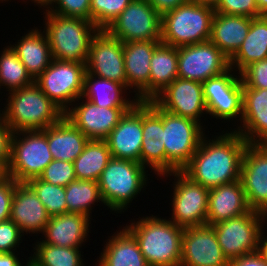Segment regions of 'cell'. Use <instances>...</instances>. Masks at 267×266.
Returning a JSON list of instances; mask_svg holds the SVG:
<instances>
[{"label": "cell", "instance_id": "52", "mask_svg": "<svg viewBox=\"0 0 267 266\" xmlns=\"http://www.w3.org/2000/svg\"><path fill=\"white\" fill-rule=\"evenodd\" d=\"M259 251L267 261V236L262 238Z\"/></svg>", "mask_w": 267, "mask_h": 266}, {"label": "cell", "instance_id": "16", "mask_svg": "<svg viewBox=\"0 0 267 266\" xmlns=\"http://www.w3.org/2000/svg\"><path fill=\"white\" fill-rule=\"evenodd\" d=\"M86 71L127 87L123 42L110 36L105 30H99L90 44Z\"/></svg>", "mask_w": 267, "mask_h": 266}, {"label": "cell", "instance_id": "44", "mask_svg": "<svg viewBox=\"0 0 267 266\" xmlns=\"http://www.w3.org/2000/svg\"><path fill=\"white\" fill-rule=\"evenodd\" d=\"M22 234L20 228L10 219L0 223V253H12L19 247ZM17 245V246H16Z\"/></svg>", "mask_w": 267, "mask_h": 266}, {"label": "cell", "instance_id": "10", "mask_svg": "<svg viewBox=\"0 0 267 266\" xmlns=\"http://www.w3.org/2000/svg\"><path fill=\"white\" fill-rule=\"evenodd\" d=\"M85 72L86 64L53 59L34 83L65 113L82 96Z\"/></svg>", "mask_w": 267, "mask_h": 266}, {"label": "cell", "instance_id": "14", "mask_svg": "<svg viewBox=\"0 0 267 266\" xmlns=\"http://www.w3.org/2000/svg\"><path fill=\"white\" fill-rule=\"evenodd\" d=\"M177 49L179 78L203 83L230 68L229 58L210 40Z\"/></svg>", "mask_w": 267, "mask_h": 266}, {"label": "cell", "instance_id": "20", "mask_svg": "<svg viewBox=\"0 0 267 266\" xmlns=\"http://www.w3.org/2000/svg\"><path fill=\"white\" fill-rule=\"evenodd\" d=\"M70 107L64 116L89 140H104L131 108H105L86 99Z\"/></svg>", "mask_w": 267, "mask_h": 266}, {"label": "cell", "instance_id": "38", "mask_svg": "<svg viewBox=\"0 0 267 266\" xmlns=\"http://www.w3.org/2000/svg\"><path fill=\"white\" fill-rule=\"evenodd\" d=\"M27 184L37 194L50 217L67 213L65 187L47 183L39 177L30 179Z\"/></svg>", "mask_w": 267, "mask_h": 266}, {"label": "cell", "instance_id": "11", "mask_svg": "<svg viewBox=\"0 0 267 266\" xmlns=\"http://www.w3.org/2000/svg\"><path fill=\"white\" fill-rule=\"evenodd\" d=\"M105 31L120 41H161V15L147 0H132Z\"/></svg>", "mask_w": 267, "mask_h": 266}, {"label": "cell", "instance_id": "49", "mask_svg": "<svg viewBox=\"0 0 267 266\" xmlns=\"http://www.w3.org/2000/svg\"><path fill=\"white\" fill-rule=\"evenodd\" d=\"M0 266H22L15 252L0 253ZM25 266H30V260H27Z\"/></svg>", "mask_w": 267, "mask_h": 266}, {"label": "cell", "instance_id": "46", "mask_svg": "<svg viewBox=\"0 0 267 266\" xmlns=\"http://www.w3.org/2000/svg\"><path fill=\"white\" fill-rule=\"evenodd\" d=\"M13 131L9 125L4 121L0 122V159L9 165L11 157V140Z\"/></svg>", "mask_w": 267, "mask_h": 266}, {"label": "cell", "instance_id": "19", "mask_svg": "<svg viewBox=\"0 0 267 266\" xmlns=\"http://www.w3.org/2000/svg\"><path fill=\"white\" fill-rule=\"evenodd\" d=\"M142 131L140 164L165 176L163 109L153 100L142 101Z\"/></svg>", "mask_w": 267, "mask_h": 266}, {"label": "cell", "instance_id": "32", "mask_svg": "<svg viewBox=\"0 0 267 266\" xmlns=\"http://www.w3.org/2000/svg\"><path fill=\"white\" fill-rule=\"evenodd\" d=\"M178 77V49L160 42L150 61L149 100Z\"/></svg>", "mask_w": 267, "mask_h": 266}, {"label": "cell", "instance_id": "45", "mask_svg": "<svg viewBox=\"0 0 267 266\" xmlns=\"http://www.w3.org/2000/svg\"><path fill=\"white\" fill-rule=\"evenodd\" d=\"M17 182L8 177L0 182V223L10 218L11 202Z\"/></svg>", "mask_w": 267, "mask_h": 266}, {"label": "cell", "instance_id": "39", "mask_svg": "<svg viewBox=\"0 0 267 266\" xmlns=\"http://www.w3.org/2000/svg\"><path fill=\"white\" fill-rule=\"evenodd\" d=\"M132 0H90L91 21L105 30Z\"/></svg>", "mask_w": 267, "mask_h": 266}, {"label": "cell", "instance_id": "50", "mask_svg": "<svg viewBox=\"0 0 267 266\" xmlns=\"http://www.w3.org/2000/svg\"><path fill=\"white\" fill-rule=\"evenodd\" d=\"M9 177L8 165L0 159V182Z\"/></svg>", "mask_w": 267, "mask_h": 266}, {"label": "cell", "instance_id": "15", "mask_svg": "<svg viewBox=\"0 0 267 266\" xmlns=\"http://www.w3.org/2000/svg\"><path fill=\"white\" fill-rule=\"evenodd\" d=\"M240 180L249 208L267 215V144H248Z\"/></svg>", "mask_w": 267, "mask_h": 266}, {"label": "cell", "instance_id": "30", "mask_svg": "<svg viewBox=\"0 0 267 266\" xmlns=\"http://www.w3.org/2000/svg\"><path fill=\"white\" fill-rule=\"evenodd\" d=\"M111 237L99 257L98 266H149L137 240L125 227Z\"/></svg>", "mask_w": 267, "mask_h": 266}, {"label": "cell", "instance_id": "35", "mask_svg": "<svg viewBox=\"0 0 267 266\" xmlns=\"http://www.w3.org/2000/svg\"><path fill=\"white\" fill-rule=\"evenodd\" d=\"M67 212L81 213L90 218L91 204L103 203L97 181L76 179L65 187Z\"/></svg>", "mask_w": 267, "mask_h": 266}, {"label": "cell", "instance_id": "21", "mask_svg": "<svg viewBox=\"0 0 267 266\" xmlns=\"http://www.w3.org/2000/svg\"><path fill=\"white\" fill-rule=\"evenodd\" d=\"M142 134V101H139L121 117L104 140L112 157L140 163Z\"/></svg>", "mask_w": 267, "mask_h": 266}, {"label": "cell", "instance_id": "55", "mask_svg": "<svg viewBox=\"0 0 267 266\" xmlns=\"http://www.w3.org/2000/svg\"><path fill=\"white\" fill-rule=\"evenodd\" d=\"M4 119V113L2 111V113L0 112V122Z\"/></svg>", "mask_w": 267, "mask_h": 266}, {"label": "cell", "instance_id": "5", "mask_svg": "<svg viewBox=\"0 0 267 266\" xmlns=\"http://www.w3.org/2000/svg\"><path fill=\"white\" fill-rule=\"evenodd\" d=\"M213 6L188 2L161 16V42L176 48L210 39Z\"/></svg>", "mask_w": 267, "mask_h": 266}, {"label": "cell", "instance_id": "33", "mask_svg": "<svg viewBox=\"0 0 267 266\" xmlns=\"http://www.w3.org/2000/svg\"><path fill=\"white\" fill-rule=\"evenodd\" d=\"M267 59V18H252L247 37L237 52L229 59L232 69L239 74L251 63Z\"/></svg>", "mask_w": 267, "mask_h": 266}, {"label": "cell", "instance_id": "29", "mask_svg": "<svg viewBox=\"0 0 267 266\" xmlns=\"http://www.w3.org/2000/svg\"><path fill=\"white\" fill-rule=\"evenodd\" d=\"M20 41V42H19ZM15 46L11 45L28 74L35 80L53 60L49 40L38 28L22 36Z\"/></svg>", "mask_w": 267, "mask_h": 266}, {"label": "cell", "instance_id": "1", "mask_svg": "<svg viewBox=\"0 0 267 266\" xmlns=\"http://www.w3.org/2000/svg\"><path fill=\"white\" fill-rule=\"evenodd\" d=\"M206 138H202L197 151L181 171L207 189L239 180L247 141L236 131L222 133L211 141Z\"/></svg>", "mask_w": 267, "mask_h": 266}, {"label": "cell", "instance_id": "8", "mask_svg": "<svg viewBox=\"0 0 267 266\" xmlns=\"http://www.w3.org/2000/svg\"><path fill=\"white\" fill-rule=\"evenodd\" d=\"M267 215L250 210L241 216L212 225L218 243L227 261L258 252L262 238V226Z\"/></svg>", "mask_w": 267, "mask_h": 266}, {"label": "cell", "instance_id": "23", "mask_svg": "<svg viewBox=\"0 0 267 266\" xmlns=\"http://www.w3.org/2000/svg\"><path fill=\"white\" fill-rule=\"evenodd\" d=\"M9 219L20 228L22 233L38 234L43 233L50 216L34 190L27 183H17Z\"/></svg>", "mask_w": 267, "mask_h": 266}, {"label": "cell", "instance_id": "2", "mask_svg": "<svg viewBox=\"0 0 267 266\" xmlns=\"http://www.w3.org/2000/svg\"><path fill=\"white\" fill-rule=\"evenodd\" d=\"M125 228L137 240L149 266H180L183 227L152 215Z\"/></svg>", "mask_w": 267, "mask_h": 266}, {"label": "cell", "instance_id": "43", "mask_svg": "<svg viewBox=\"0 0 267 266\" xmlns=\"http://www.w3.org/2000/svg\"><path fill=\"white\" fill-rule=\"evenodd\" d=\"M240 76L247 88L267 89V59L251 63Z\"/></svg>", "mask_w": 267, "mask_h": 266}, {"label": "cell", "instance_id": "51", "mask_svg": "<svg viewBox=\"0 0 267 266\" xmlns=\"http://www.w3.org/2000/svg\"><path fill=\"white\" fill-rule=\"evenodd\" d=\"M256 5L258 7V11L265 15L267 13V0H255Z\"/></svg>", "mask_w": 267, "mask_h": 266}, {"label": "cell", "instance_id": "26", "mask_svg": "<svg viewBox=\"0 0 267 266\" xmlns=\"http://www.w3.org/2000/svg\"><path fill=\"white\" fill-rule=\"evenodd\" d=\"M90 219L84 214L73 212L51 216L42 233L45 237L42 242L60 247L80 248L87 240Z\"/></svg>", "mask_w": 267, "mask_h": 266}, {"label": "cell", "instance_id": "48", "mask_svg": "<svg viewBox=\"0 0 267 266\" xmlns=\"http://www.w3.org/2000/svg\"><path fill=\"white\" fill-rule=\"evenodd\" d=\"M149 4L162 16L191 0H147Z\"/></svg>", "mask_w": 267, "mask_h": 266}, {"label": "cell", "instance_id": "12", "mask_svg": "<svg viewBox=\"0 0 267 266\" xmlns=\"http://www.w3.org/2000/svg\"><path fill=\"white\" fill-rule=\"evenodd\" d=\"M168 175L177 177L173 186V215L170 221L183 228L206 225L209 189L192 181L182 171Z\"/></svg>", "mask_w": 267, "mask_h": 266}, {"label": "cell", "instance_id": "6", "mask_svg": "<svg viewBox=\"0 0 267 266\" xmlns=\"http://www.w3.org/2000/svg\"><path fill=\"white\" fill-rule=\"evenodd\" d=\"M145 169L140 163L112 157L97 181L103 204L118 213L127 208L147 184Z\"/></svg>", "mask_w": 267, "mask_h": 266}, {"label": "cell", "instance_id": "34", "mask_svg": "<svg viewBox=\"0 0 267 266\" xmlns=\"http://www.w3.org/2000/svg\"><path fill=\"white\" fill-rule=\"evenodd\" d=\"M111 158L112 155L105 140H89L83 152L73 162L76 178L98 181Z\"/></svg>", "mask_w": 267, "mask_h": 266}, {"label": "cell", "instance_id": "18", "mask_svg": "<svg viewBox=\"0 0 267 266\" xmlns=\"http://www.w3.org/2000/svg\"><path fill=\"white\" fill-rule=\"evenodd\" d=\"M212 226L184 228L180 266H228Z\"/></svg>", "mask_w": 267, "mask_h": 266}, {"label": "cell", "instance_id": "7", "mask_svg": "<svg viewBox=\"0 0 267 266\" xmlns=\"http://www.w3.org/2000/svg\"><path fill=\"white\" fill-rule=\"evenodd\" d=\"M52 160L47 128L13 133L8 173L17 183H27L30 179L39 177Z\"/></svg>", "mask_w": 267, "mask_h": 266}, {"label": "cell", "instance_id": "36", "mask_svg": "<svg viewBox=\"0 0 267 266\" xmlns=\"http://www.w3.org/2000/svg\"><path fill=\"white\" fill-rule=\"evenodd\" d=\"M30 266H84L79 248L60 247L37 242ZM80 252V253H79Z\"/></svg>", "mask_w": 267, "mask_h": 266}, {"label": "cell", "instance_id": "28", "mask_svg": "<svg viewBox=\"0 0 267 266\" xmlns=\"http://www.w3.org/2000/svg\"><path fill=\"white\" fill-rule=\"evenodd\" d=\"M89 139L65 116L47 127V142L53 159L74 162Z\"/></svg>", "mask_w": 267, "mask_h": 266}, {"label": "cell", "instance_id": "53", "mask_svg": "<svg viewBox=\"0 0 267 266\" xmlns=\"http://www.w3.org/2000/svg\"><path fill=\"white\" fill-rule=\"evenodd\" d=\"M31 1H34V3H37L38 5H40V7L41 6H45V8H47L48 9V6L50 7V6H52V4H53V2L55 1V0H31ZM47 6V7H46Z\"/></svg>", "mask_w": 267, "mask_h": 266}, {"label": "cell", "instance_id": "37", "mask_svg": "<svg viewBox=\"0 0 267 266\" xmlns=\"http://www.w3.org/2000/svg\"><path fill=\"white\" fill-rule=\"evenodd\" d=\"M34 83L25 66L11 46H7L0 56V87L7 86L12 92Z\"/></svg>", "mask_w": 267, "mask_h": 266}, {"label": "cell", "instance_id": "4", "mask_svg": "<svg viewBox=\"0 0 267 266\" xmlns=\"http://www.w3.org/2000/svg\"><path fill=\"white\" fill-rule=\"evenodd\" d=\"M9 94L3 113L13 132L45 130L64 117V112L35 83Z\"/></svg>", "mask_w": 267, "mask_h": 266}, {"label": "cell", "instance_id": "3", "mask_svg": "<svg viewBox=\"0 0 267 266\" xmlns=\"http://www.w3.org/2000/svg\"><path fill=\"white\" fill-rule=\"evenodd\" d=\"M45 30L52 58L86 64L90 44L99 29L92 21L44 12ZM47 20V21H46Z\"/></svg>", "mask_w": 267, "mask_h": 266}, {"label": "cell", "instance_id": "25", "mask_svg": "<svg viewBox=\"0 0 267 266\" xmlns=\"http://www.w3.org/2000/svg\"><path fill=\"white\" fill-rule=\"evenodd\" d=\"M250 210L240 179L211 188L209 189L206 225L212 226L241 216Z\"/></svg>", "mask_w": 267, "mask_h": 266}, {"label": "cell", "instance_id": "13", "mask_svg": "<svg viewBox=\"0 0 267 266\" xmlns=\"http://www.w3.org/2000/svg\"><path fill=\"white\" fill-rule=\"evenodd\" d=\"M231 71L230 67L203 82V97L209 115L221 120L240 117L242 121L243 82L241 76L238 78Z\"/></svg>", "mask_w": 267, "mask_h": 266}, {"label": "cell", "instance_id": "22", "mask_svg": "<svg viewBox=\"0 0 267 266\" xmlns=\"http://www.w3.org/2000/svg\"><path fill=\"white\" fill-rule=\"evenodd\" d=\"M161 41H130L123 43L127 89L134 88L138 101H149L150 61ZM136 88V89H135Z\"/></svg>", "mask_w": 267, "mask_h": 266}, {"label": "cell", "instance_id": "41", "mask_svg": "<svg viewBox=\"0 0 267 266\" xmlns=\"http://www.w3.org/2000/svg\"><path fill=\"white\" fill-rule=\"evenodd\" d=\"M216 13L256 18L263 16L255 0H219L213 7Z\"/></svg>", "mask_w": 267, "mask_h": 266}, {"label": "cell", "instance_id": "40", "mask_svg": "<svg viewBox=\"0 0 267 266\" xmlns=\"http://www.w3.org/2000/svg\"><path fill=\"white\" fill-rule=\"evenodd\" d=\"M39 178L47 183L66 187L70 182L77 179L74 170V163L53 159L46 166Z\"/></svg>", "mask_w": 267, "mask_h": 266}, {"label": "cell", "instance_id": "27", "mask_svg": "<svg viewBox=\"0 0 267 266\" xmlns=\"http://www.w3.org/2000/svg\"><path fill=\"white\" fill-rule=\"evenodd\" d=\"M252 18L216 13L212 20L210 41L229 59L247 37Z\"/></svg>", "mask_w": 267, "mask_h": 266}, {"label": "cell", "instance_id": "42", "mask_svg": "<svg viewBox=\"0 0 267 266\" xmlns=\"http://www.w3.org/2000/svg\"><path fill=\"white\" fill-rule=\"evenodd\" d=\"M54 4H56L55 9ZM53 6L45 11L64 17H79L91 21L90 0H55Z\"/></svg>", "mask_w": 267, "mask_h": 266}, {"label": "cell", "instance_id": "54", "mask_svg": "<svg viewBox=\"0 0 267 266\" xmlns=\"http://www.w3.org/2000/svg\"><path fill=\"white\" fill-rule=\"evenodd\" d=\"M192 2H196L198 4H205L210 6H215L219 0H191Z\"/></svg>", "mask_w": 267, "mask_h": 266}, {"label": "cell", "instance_id": "9", "mask_svg": "<svg viewBox=\"0 0 267 266\" xmlns=\"http://www.w3.org/2000/svg\"><path fill=\"white\" fill-rule=\"evenodd\" d=\"M200 124L163 110L166 177L168 173L181 171L190 162L205 136Z\"/></svg>", "mask_w": 267, "mask_h": 266}, {"label": "cell", "instance_id": "17", "mask_svg": "<svg viewBox=\"0 0 267 266\" xmlns=\"http://www.w3.org/2000/svg\"><path fill=\"white\" fill-rule=\"evenodd\" d=\"M153 101L171 114L189 118L198 123L202 114H207L203 86L198 81L177 77Z\"/></svg>", "mask_w": 267, "mask_h": 266}, {"label": "cell", "instance_id": "47", "mask_svg": "<svg viewBox=\"0 0 267 266\" xmlns=\"http://www.w3.org/2000/svg\"><path fill=\"white\" fill-rule=\"evenodd\" d=\"M228 266H267L260 251L229 261Z\"/></svg>", "mask_w": 267, "mask_h": 266}, {"label": "cell", "instance_id": "31", "mask_svg": "<svg viewBox=\"0 0 267 266\" xmlns=\"http://www.w3.org/2000/svg\"><path fill=\"white\" fill-rule=\"evenodd\" d=\"M124 88L127 90L126 86L121 83L97 77L86 71L83 93L78 100L85 98L105 108H132L139 101L136 98L131 101L125 99L122 96Z\"/></svg>", "mask_w": 267, "mask_h": 266}, {"label": "cell", "instance_id": "24", "mask_svg": "<svg viewBox=\"0 0 267 266\" xmlns=\"http://www.w3.org/2000/svg\"><path fill=\"white\" fill-rule=\"evenodd\" d=\"M241 119L243 128L234 131L248 144H267V89L247 88L243 84Z\"/></svg>", "mask_w": 267, "mask_h": 266}]
</instances>
